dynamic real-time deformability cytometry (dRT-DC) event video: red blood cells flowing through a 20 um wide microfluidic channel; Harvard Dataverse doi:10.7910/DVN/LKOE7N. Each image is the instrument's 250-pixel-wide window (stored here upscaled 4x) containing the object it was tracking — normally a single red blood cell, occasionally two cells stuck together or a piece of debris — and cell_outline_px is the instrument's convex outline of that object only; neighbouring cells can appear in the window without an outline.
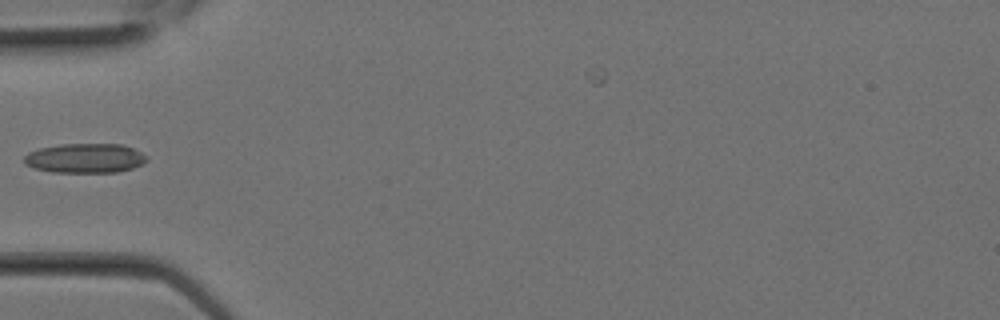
{"species": "Egyptian fruit bat (a non-hibernating species)", "species_latin": "Rousettus aegyptiacus", "temperature_condition": "room temperature", "stored_images_in_passage": 14, "camera_frame_rate_fps": 3000, "um_per_image_px": 0.085, "animal": {"sex": "female"}, "frame": {"image": 1, "passage_image": 7, "time_ms": 2.0, "image_size_px": [1000, 320], "cell_outline_px": [[148, 160], [132, 168], [116, 172], [52, 172], [36, 168], [24, 164], [24, 156], [28, 152], [40, 148], [60, 144], [124, 144], [148, 156]], "centroid_in_image_um": [7.23, 13.44], "position_along_channel_um": 77.8, "area_um2": 21.04}}
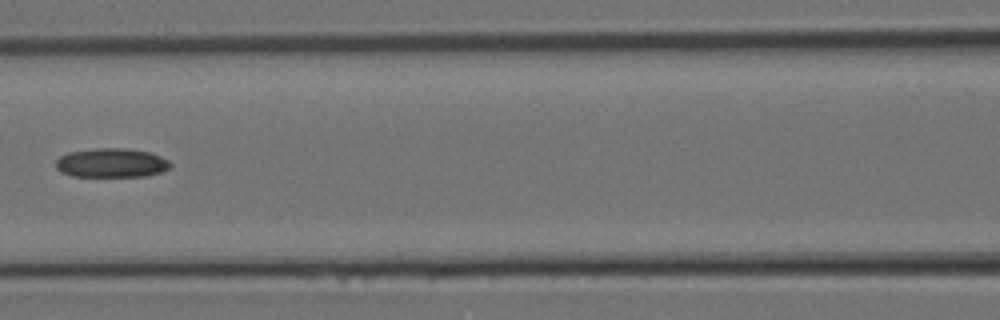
{"frame": {"image": 2, "passage_image": 10, "time_ms": 3.0, "image_size_px": [1000, 320], "cell_outline_px": [[172, 168], [148, 176], [72, 176], [60, 172], [56, 168], [56, 160], [60, 156], [68, 152], [96, 148], [124, 148], [152, 152], [168, 160], [172, 164]], "centroid_in_image_um": [9.49, 13.84], "position_along_channel_um": 157.1, "area_um2": 19.65}}